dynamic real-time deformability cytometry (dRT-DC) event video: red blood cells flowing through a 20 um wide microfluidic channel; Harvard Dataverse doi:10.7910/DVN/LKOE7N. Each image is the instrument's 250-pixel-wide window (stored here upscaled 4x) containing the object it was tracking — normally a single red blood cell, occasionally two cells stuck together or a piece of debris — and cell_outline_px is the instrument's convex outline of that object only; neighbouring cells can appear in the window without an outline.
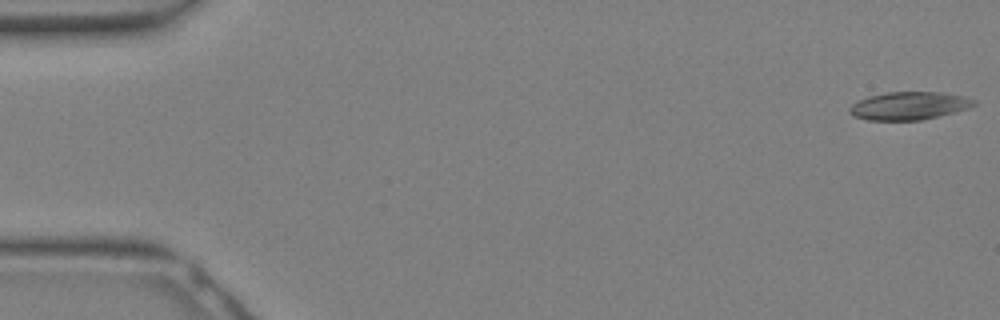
{"species": "Egyptian fruit bat (a non-hibernating species)", "species_latin": "Rousettus aegyptiacus", "temperature_condition": "warm", "stored_images_in_passage": 31, "camera_frame_rate_fps": 3000, "um_per_image_px": 0.085, "animal": {"sex": "female"}, "frame": {"image": 1, "passage_image": 1, "time_ms": 0.0, "image_size_px": [1000, 320], "cell_outline_px": [[976, 104], [968, 108], [956, 112], [920, 120], [868, 120], [852, 116], [848, 112], [848, 108], [852, 104], [868, 96], [888, 92], [940, 92], [964, 96], [976, 100]], "centroid_in_image_um": [77.26, 8.99], "position_along_channel_um": 7.7, "area_um2": 20.29}}
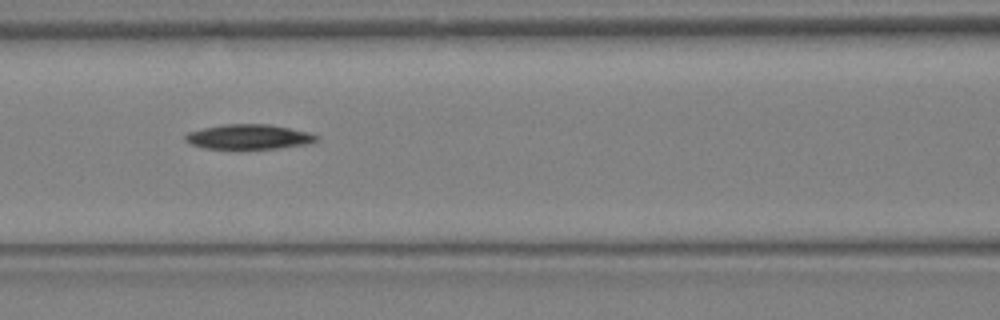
{"frame": {"image": 2, "passage_image": 14, "time_ms": 4.333, "image_size_px": [1000, 320], "cell_outline_px": [[320, 136], [316, 140], [308, 144], [280, 148], [204, 148], [192, 144], [184, 140], [184, 136], [188, 132], [204, 128], [224, 124], [268, 124], [308, 132]], "centroid_in_image_um": [21.15, 11.62], "position_along_channel_um": 145.5, "area_um2": 18.73}}
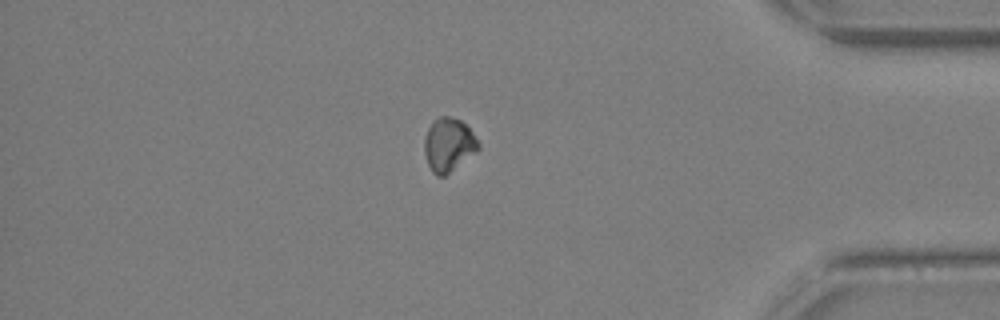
{"frame": {"image": 3, "passage_image": 27, "time_ms": 8.667, "image_size_px": [1000, 320], "cell_outline_px": [[480, 148], [476, 152], [444, 176], [436, 176], [432, 172], [428, 164], [424, 152], [424, 140], [428, 128], [432, 120], [440, 116], [448, 116], [460, 120], [472, 132], [480, 144]], "centroid_in_image_um": [38.11, 12.3], "position_along_channel_um": 397.1, "area_um2": 16.76}}